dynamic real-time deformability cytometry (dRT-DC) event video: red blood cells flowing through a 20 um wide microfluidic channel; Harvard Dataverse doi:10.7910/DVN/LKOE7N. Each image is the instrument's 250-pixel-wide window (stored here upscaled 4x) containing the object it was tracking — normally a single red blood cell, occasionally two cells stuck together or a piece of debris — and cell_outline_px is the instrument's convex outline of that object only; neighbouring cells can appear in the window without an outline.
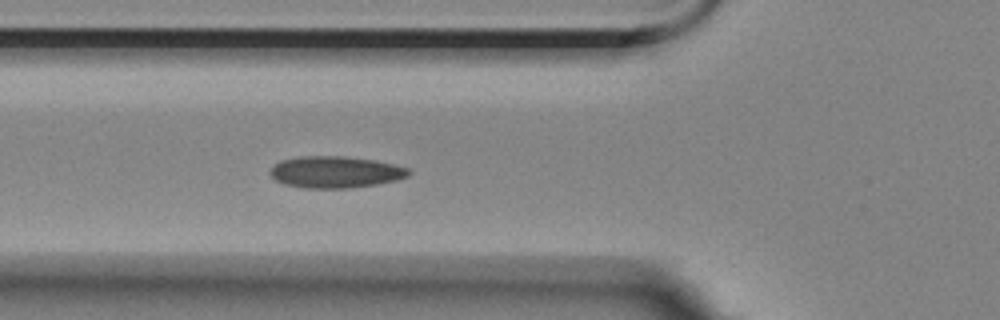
{"species": "Egyptian fruit bat (a non-hibernating species)", "species_latin": "Rousettus aegyptiacus", "temperature_condition": "room temperature", "stored_images_in_passage": 6, "segment_of_instrument_passage": [1, 2], "camera_frame_rate_fps": 3000, "um_per_image_px": 0.085, "animal": {"sex": "female"}, "frame": {"image": 1, "passage_image": 5, "time_ms": 5.333, "image_size_px": [1000, 320], "cell_outline_px": [[412, 172], [408, 176], [396, 180], [376, 184], [352, 188], [304, 188], [284, 184], [276, 180], [268, 172], [280, 160], [300, 156], [344, 156], [376, 160], [408, 168]], "centroid_in_image_um": [28.51, 14.62], "position_along_channel_um": 97.3, "area_um2": 25.61}}